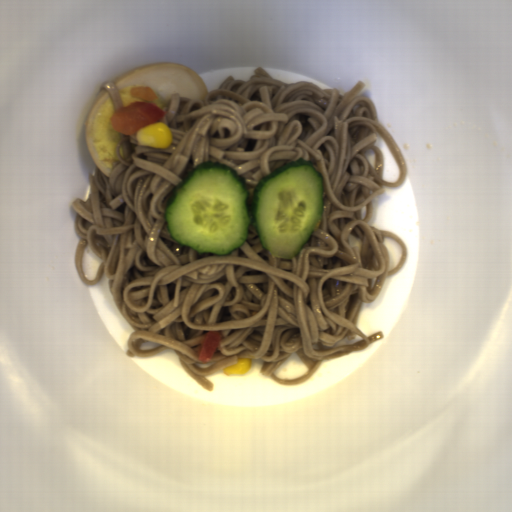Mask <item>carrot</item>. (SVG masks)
<instances>
[{"mask_svg": "<svg viewBox=\"0 0 512 512\" xmlns=\"http://www.w3.org/2000/svg\"><path fill=\"white\" fill-rule=\"evenodd\" d=\"M128 93L130 96H135L147 102L153 103L156 99H158L153 89L148 86L131 87Z\"/></svg>", "mask_w": 512, "mask_h": 512, "instance_id": "carrot-1", "label": "carrot"}]
</instances>
